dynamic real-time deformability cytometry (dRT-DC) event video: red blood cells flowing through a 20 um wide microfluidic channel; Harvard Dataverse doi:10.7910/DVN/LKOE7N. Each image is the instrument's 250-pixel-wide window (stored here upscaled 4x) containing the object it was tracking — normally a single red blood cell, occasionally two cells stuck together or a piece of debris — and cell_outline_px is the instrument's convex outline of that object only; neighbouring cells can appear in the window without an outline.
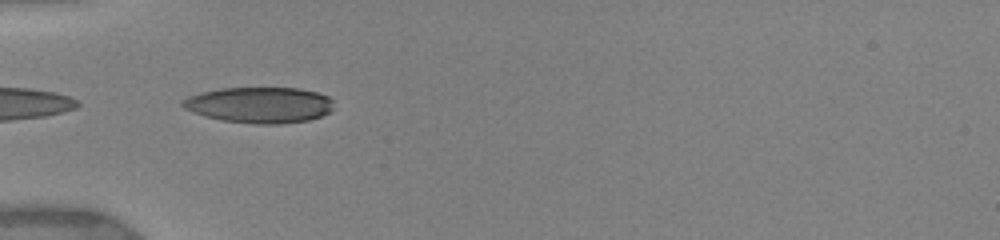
{"species": "human", "species_latin": "Homo sapiens", "temperature_condition": "warm", "stored_images_in_passage": 23, "camera_frame_rate_fps": 3000, "um_per_image_px": 0.085, "donor": {"sex": "female"}, "frame": {"image": 1, "passage_image": 1, "time_ms": 0.0, "image_size_px": [1000, 240], "cell_outline_px": [[332, 108], [328, 112], [320, 116], [308, 120], [280, 124], [256, 124], [224, 120], [204, 116], [192, 112], [184, 108], [180, 104], [180, 100], [188, 96], [220, 88], [300, 88], [316, 92], [328, 96], [332, 100]], "centroid_in_image_um": [22.03, 8.92], "position_along_channel_um": 63.0, "area_um2": 31.56}}
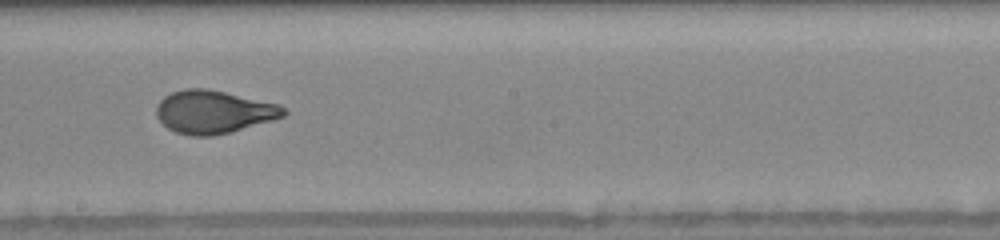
{"frame": {"image": 2, "passage_image": 10, "time_ms": 4.333, "image_size_px": [1000, 240], "cell_outline_px": [[288, 112], [284, 116], [272, 120], [228, 132], [212, 136], [192, 136], [176, 132], [168, 128], [156, 116], [156, 104], [164, 96], [172, 92], [184, 88], [204, 88], [224, 92], [280, 104]], "centroid_in_image_um": [18.13, 9.5], "position_along_channel_um": 230.1, "area_um2": 31.67}}
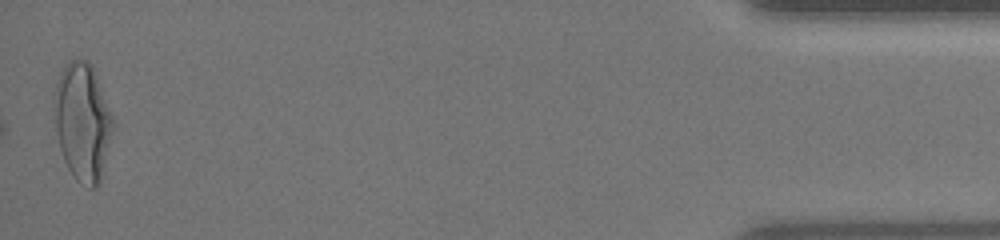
{"frame": {"image": 3, "passage_image": 23, "time_ms": 11.333, "image_size_px": [1000, 240], "cell_outline_px": [[116, 124], [100, 180], [96, 188], [88, 188], [80, 184], [76, 180], [68, 168], [64, 160], [60, 148], [56, 132], [56, 84], [60, 72], [68, 60], [88, 60], [96, 76]], "centroid_in_image_um": [7.06, 10.4], "position_along_channel_um": 428.1, "area_um2": 39.94}, "authors_computed_cell_mechanics": {"area_um2": 31.9634, "velocity_mm_per_s": 3.9445, "shape_relaxation_time_tau1_ms": 4.1291, "shape_relaxation_time_tau2_ms": 0.6151, "deformation_change_tau1": 0.215, "deformation_change_tau2": 0.0658}}